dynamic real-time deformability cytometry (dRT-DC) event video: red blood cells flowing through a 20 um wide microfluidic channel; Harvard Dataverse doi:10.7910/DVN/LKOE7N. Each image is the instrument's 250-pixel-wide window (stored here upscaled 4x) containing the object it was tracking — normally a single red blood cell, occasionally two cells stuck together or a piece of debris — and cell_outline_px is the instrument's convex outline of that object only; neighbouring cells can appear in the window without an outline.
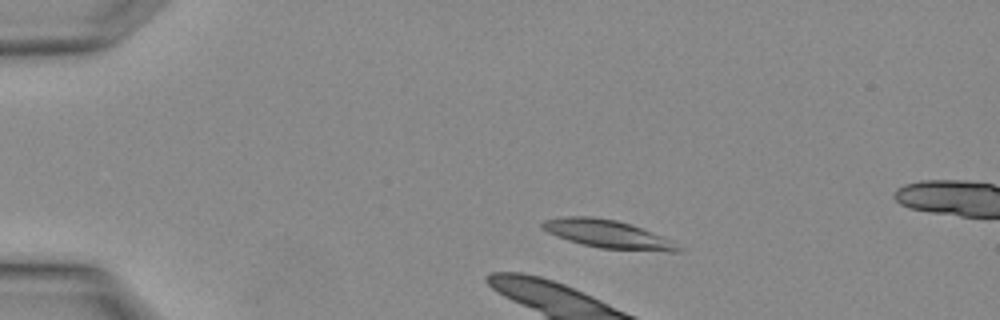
{"species": "Egyptian fruit bat (a non-hibernating species)", "species_latin": "Rousettus aegyptiacus", "temperature_condition": "warm", "stored_images_in_passage": 2, "camera_frame_rate_fps": 3000, "um_per_image_px": 0.085, "animal": {"sex": "female"}, "frame": {"image": 1, "passage_image": 1, "time_ms": 0.0, "image_size_px": [1000, 320], "cell_outline_px": [[688, 248], [684, 252], [668, 252], [600, 248], [568, 240], [556, 236], [548, 232], [540, 224], [544, 220], [568, 216], [588, 216], [616, 220], [640, 228], [660, 236]], "centroid_in_image_um": [51.73, 19.92], "position_along_channel_um": 33.3, "area_um2": 22.08}}